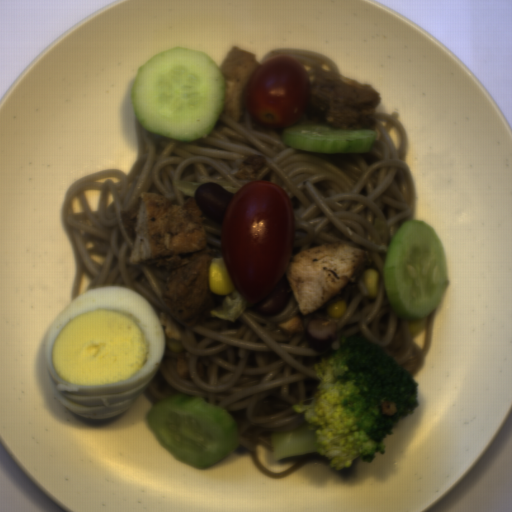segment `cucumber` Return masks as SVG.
Listing matches in <instances>:
<instances>
[{
  "instance_id": "obj_2",
  "label": "cucumber",
  "mask_w": 512,
  "mask_h": 512,
  "mask_svg": "<svg viewBox=\"0 0 512 512\" xmlns=\"http://www.w3.org/2000/svg\"><path fill=\"white\" fill-rule=\"evenodd\" d=\"M384 284L400 319L426 318L439 306L451 286L450 275L443 242L426 220L406 221L393 235Z\"/></svg>"
},
{
  "instance_id": "obj_3",
  "label": "cucumber",
  "mask_w": 512,
  "mask_h": 512,
  "mask_svg": "<svg viewBox=\"0 0 512 512\" xmlns=\"http://www.w3.org/2000/svg\"><path fill=\"white\" fill-rule=\"evenodd\" d=\"M145 422L159 444L190 467L205 469L238 451L240 430L227 408L179 394L151 404Z\"/></svg>"
},
{
  "instance_id": "obj_5",
  "label": "cucumber",
  "mask_w": 512,
  "mask_h": 512,
  "mask_svg": "<svg viewBox=\"0 0 512 512\" xmlns=\"http://www.w3.org/2000/svg\"><path fill=\"white\" fill-rule=\"evenodd\" d=\"M204 182H188V181H180L175 180L173 185L175 188L184 194L187 197H195L196 190L203 184Z\"/></svg>"
},
{
  "instance_id": "obj_1",
  "label": "cucumber",
  "mask_w": 512,
  "mask_h": 512,
  "mask_svg": "<svg viewBox=\"0 0 512 512\" xmlns=\"http://www.w3.org/2000/svg\"><path fill=\"white\" fill-rule=\"evenodd\" d=\"M130 97L143 128L187 143L207 137L224 111L225 73L207 53L175 46L139 66Z\"/></svg>"
},
{
  "instance_id": "obj_4",
  "label": "cucumber",
  "mask_w": 512,
  "mask_h": 512,
  "mask_svg": "<svg viewBox=\"0 0 512 512\" xmlns=\"http://www.w3.org/2000/svg\"><path fill=\"white\" fill-rule=\"evenodd\" d=\"M281 139L295 149L327 153H370L376 129H335L323 124H293Z\"/></svg>"
}]
</instances>
